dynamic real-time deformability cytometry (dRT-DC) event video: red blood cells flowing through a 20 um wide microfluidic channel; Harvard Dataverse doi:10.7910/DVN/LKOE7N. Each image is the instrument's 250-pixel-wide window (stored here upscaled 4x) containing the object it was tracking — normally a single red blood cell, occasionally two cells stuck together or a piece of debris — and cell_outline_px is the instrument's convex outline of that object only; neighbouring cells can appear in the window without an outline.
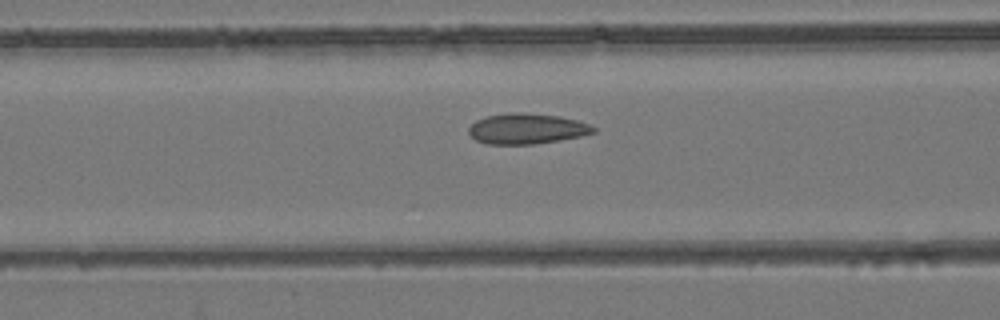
{"species": "common noctule bat (a hibernating species)", "species_latin": "Nyctalus noctula", "temperature_condition": "room temperature", "stored_images_in_passage": 41, "camera_frame_rate_fps": 3000, "um_per_image_px": 0.085, "animal": {"sex": "female", "body_mass_g": 24.6, "forearm_length_mm": 56.2}, "frame": {"image": 1, "passage_image": 15, "time_ms": 4.667, "image_size_px": [1000, 320], "cell_outline_px": [[596, 132], [580, 136], [560, 140], [532, 144], [488, 144], [476, 140], [468, 132], [468, 128], [476, 120], [484, 116], [512, 112], [520, 112], [560, 116], [576, 120], [588, 124], [596, 128]], "centroid_in_image_um": [44.76, 10.93], "position_along_channel_um": 121.8, "area_um2": 22.14}}
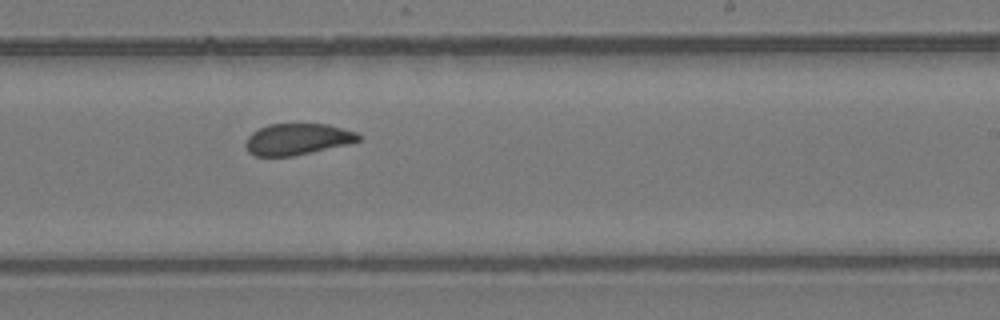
{"frame": {"image": 2, "passage_image": 26, "time_ms": 8.333, "image_size_px": [1000, 320], "cell_outline_px": [[360, 140], [348, 144], [292, 156], [256, 156], [248, 152], [244, 144], [248, 136], [252, 132], [268, 124], [328, 124], [356, 132], [360, 136]], "centroid_in_image_um": [25.25, 11.83], "position_along_channel_um": 263.8, "area_um2": 20.52}}
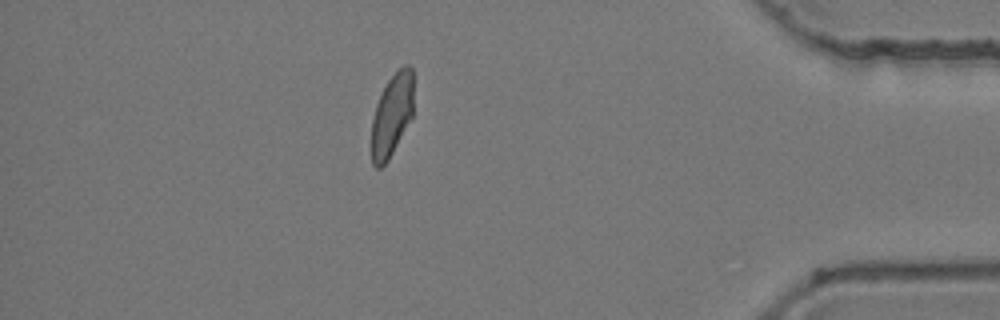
{"frame": {"image": 3, "passage_image": 40, "time_ms": 13.0, "image_size_px": [1000, 320], "cell_outline_px": [[412, 116], [388, 160], [380, 168], [376, 168], [372, 164], [372, 120], [376, 104], [388, 80], [404, 64], [408, 64], [412, 68]], "centroid_in_image_um": [33.3, 9.78], "position_along_channel_um": 401.9, "area_um2": 19.77}}